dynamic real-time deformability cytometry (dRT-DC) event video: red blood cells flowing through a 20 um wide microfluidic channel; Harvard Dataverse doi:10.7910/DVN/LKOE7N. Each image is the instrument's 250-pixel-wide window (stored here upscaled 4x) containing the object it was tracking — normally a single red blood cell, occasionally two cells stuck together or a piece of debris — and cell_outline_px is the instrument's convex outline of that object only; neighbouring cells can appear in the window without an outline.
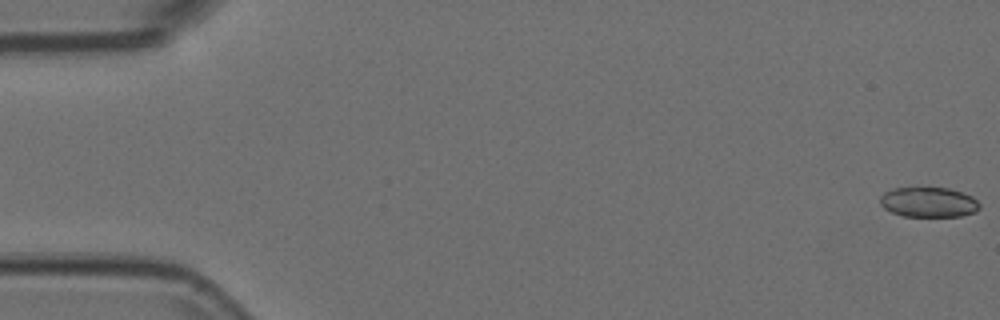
{"species": "Egyptian fruit bat (a non-hibernating species)", "species_latin": "Rousettus aegyptiacus", "temperature_condition": "room temperature", "stored_images_in_passage": 55, "camera_frame_rate_fps": 3000, "um_per_image_px": 0.085, "animal": {"sex": "female"}, "frame": {"image": 1, "passage_image": 1, "time_ms": 0.0, "image_size_px": [1000, 320], "cell_outline_px": [[980, 208], [976, 212], [960, 216], [904, 216], [892, 212], [884, 208], [880, 204], [880, 196], [884, 192], [892, 188], [916, 184], [948, 188], [972, 196], [980, 204]], "centroid_in_image_um": [78.89, 17.13], "position_along_channel_um": 6.1, "area_um2": 18.15}}
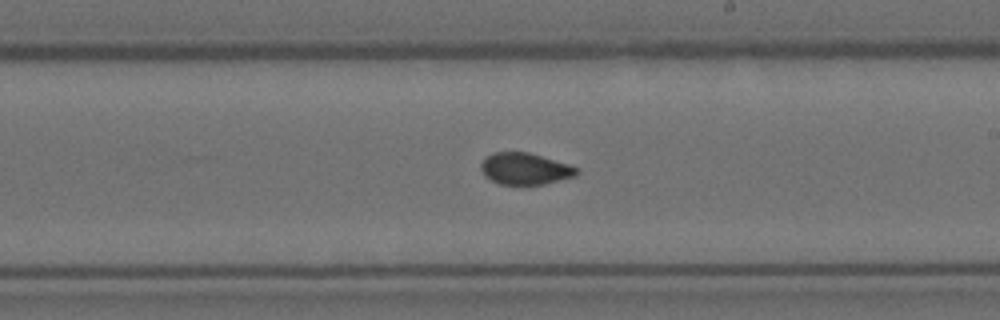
{"frame": {"image": 2, "passage_image": 32, "time_ms": 10.333, "image_size_px": [1000, 320], "cell_outline_px": [[580, 172], [576, 176], [544, 184], [500, 184], [484, 176], [480, 168], [480, 164], [484, 156], [492, 152], [528, 152], [568, 164], [576, 168]], "centroid_in_image_um": [44.58, 14.33], "position_along_channel_um": 244.4, "area_um2": 17.69}}
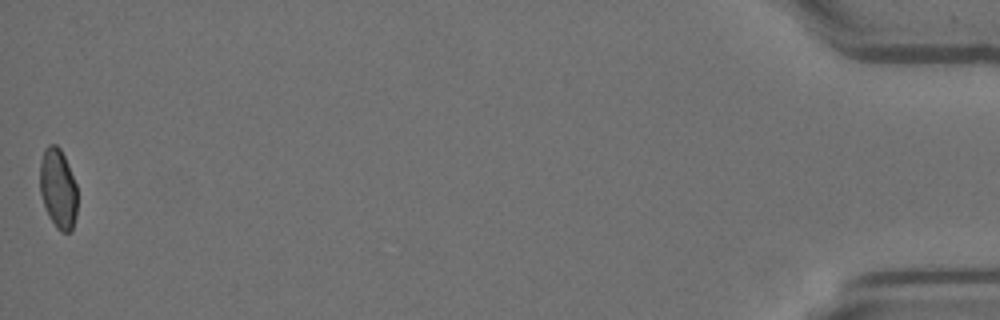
{"frame": {"image": 3, "passage_image": 55, "time_ms": 18.0, "image_size_px": [1000, 320], "cell_outline_px": [[76, 216], [72, 232], [60, 232], [56, 228], [48, 216], [40, 192], [40, 160], [44, 148], [48, 144], [56, 144], [60, 148], [64, 156], [76, 184]], "centroid_in_image_um": [4.92, 16.04], "position_along_channel_um": 430.3, "area_um2": 17.51}}